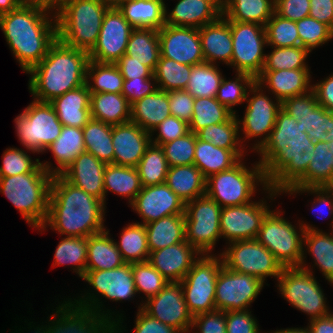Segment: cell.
I'll return each instance as SVG.
<instances>
[{"label": "cell", "instance_id": "6da1fadb", "mask_svg": "<svg viewBox=\"0 0 333 333\" xmlns=\"http://www.w3.org/2000/svg\"><path fill=\"white\" fill-rule=\"evenodd\" d=\"M314 149L315 142L306 129L281 108L268 141L257 151L262 154L259 164L270 197L285 192L306 173L310 162L308 152Z\"/></svg>", "mask_w": 333, "mask_h": 333}, {"label": "cell", "instance_id": "7a4b0ae2", "mask_svg": "<svg viewBox=\"0 0 333 333\" xmlns=\"http://www.w3.org/2000/svg\"><path fill=\"white\" fill-rule=\"evenodd\" d=\"M105 204L87 194L61 175H54L45 221L54 230L67 237H89L105 230L103 215Z\"/></svg>", "mask_w": 333, "mask_h": 333}, {"label": "cell", "instance_id": "3957f363", "mask_svg": "<svg viewBox=\"0 0 333 333\" xmlns=\"http://www.w3.org/2000/svg\"><path fill=\"white\" fill-rule=\"evenodd\" d=\"M48 9L23 3L0 15V27L23 71L28 73L57 40V21H49ZM53 22V26H52Z\"/></svg>", "mask_w": 333, "mask_h": 333}, {"label": "cell", "instance_id": "277c9868", "mask_svg": "<svg viewBox=\"0 0 333 333\" xmlns=\"http://www.w3.org/2000/svg\"><path fill=\"white\" fill-rule=\"evenodd\" d=\"M88 52L64 45L58 39L47 55L28 73L30 92L40 102H50L87 83Z\"/></svg>", "mask_w": 333, "mask_h": 333}, {"label": "cell", "instance_id": "5b68a950", "mask_svg": "<svg viewBox=\"0 0 333 333\" xmlns=\"http://www.w3.org/2000/svg\"><path fill=\"white\" fill-rule=\"evenodd\" d=\"M52 168L40 163L32 172L0 177V192L35 228H46L49 196L53 179Z\"/></svg>", "mask_w": 333, "mask_h": 333}, {"label": "cell", "instance_id": "8992f818", "mask_svg": "<svg viewBox=\"0 0 333 333\" xmlns=\"http://www.w3.org/2000/svg\"><path fill=\"white\" fill-rule=\"evenodd\" d=\"M108 7L100 0H66L57 10V39L90 52L95 46Z\"/></svg>", "mask_w": 333, "mask_h": 333}, {"label": "cell", "instance_id": "52a82bcc", "mask_svg": "<svg viewBox=\"0 0 333 333\" xmlns=\"http://www.w3.org/2000/svg\"><path fill=\"white\" fill-rule=\"evenodd\" d=\"M240 162L230 169L211 175L206 179V195L222 208L251 203L250 198L256 188L255 182L259 181L264 184L265 188H268L262 166L259 163L254 166L252 171H249Z\"/></svg>", "mask_w": 333, "mask_h": 333}, {"label": "cell", "instance_id": "ba28073f", "mask_svg": "<svg viewBox=\"0 0 333 333\" xmlns=\"http://www.w3.org/2000/svg\"><path fill=\"white\" fill-rule=\"evenodd\" d=\"M17 135L32 152L46 150L60 135L63 127L49 102L34 100L16 119Z\"/></svg>", "mask_w": 333, "mask_h": 333}, {"label": "cell", "instance_id": "9c48e42d", "mask_svg": "<svg viewBox=\"0 0 333 333\" xmlns=\"http://www.w3.org/2000/svg\"><path fill=\"white\" fill-rule=\"evenodd\" d=\"M221 206L207 195L185 203V240L199 254L213 249L221 237L220 215Z\"/></svg>", "mask_w": 333, "mask_h": 333}, {"label": "cell", "instance_id": "30bf717a", "mask_svg": "<svg viewBox=\"0 0 333 333\" xmlns=\"http://www.w3.org/2000/svg\"><path fill=\"white\" fill-rule=\"evenodd\" d=\"M279 213L269 211L264 217L257 240L267 248L283 267H303V235L292 224L280 217Z\"/></svg>", "mask_w": 333, "mask_h": 333}, {"label": "cell", "instance_id": "8fae6325", "mask_svg": "<svg viewBox=\"0 0 333 333\" xmlns=\"http://www.w3.org/2000/svg\"><path fill=\"white\" fill-rule=\"evenodd\" d=\"M207 255L198 258L180 282L187 308L194 317L216 310L215 289L223 260Z\"/></svg>", "mask_w": 333, "mask_h": 333}, {"label": "cell", "instance_id": "7c38bea8", "mask_svg": "<svg viewBox=\"0 0 333 333\" xmlns=\"http://www.w3.org/2000/svg\"><path fill=\"white\" fill-rule=\"evenodd\" d=\"M278 278L282 296L298 310L311 315L310 320L330 314L324 294L308 267H284Z\"/></svg>", "mask_w": 333, "mask_h": 333}, {"label": "cell", "instance_id": "4fadbf2b", "mask_svg": "<svg viewBox=\"0 0 333 333\" xmlns=\"http://www.w3.org/2000/svg\"><path fill=\"white\" fill-rule=\"evenodd\" d=\"M232 35L231 66L237 73H247L255 79L261 74L265 54L263 47L267 44L265 26L249 22L229 21Z\"/></svg>", "mask_w": 333, "mask_h": 333}, {"label": "cell", "instance_id": "5bb4252c", "mask_svg": "<svg viewBox=\"0 0 333 333\" xmlns=\"http://www.w3.org/2000/svg\"><path fill=\"white\" fill-rule=\"evenodd\" d=\"M231 245L220 255L227 269L256 276L263 282L268 276L281 275L284 267L257 239L235 241Z\"/></svg>", "mask_w": 333, "mask_h": 333}, {"label": "cell", "instance_id": "9a60e30c", "mask_svg": "<svg viewBox=\"0 0 333 333\" xmlns=\"http://www.w3.org/2000/svg\"><path fill=\"white\" fill-rule=\"evenodd\" d=\"M82 299L73 303L65 301V304L59 306L56 310L58 318L56 322L52 321L53 326H48V333H102L115 321L110 318L112 316L108 317V313L100 312L101 305L98 303L101 302H98V298L95 299V296L90 294L89 299Z\"/></svg>", "mask_w": 333, "mask_h": 333}, {"label": "cell", "instance_id": "2e32d148", "mask_svg": "<svg viewBox=\"0 0 333 333\" xmlns=\"http://www.w3.org/2000/svg\"><path fill=\"white\" fill-rule=\"evenodd\" d=\"M263 283L256 276L231 271L223 265L216 280V310H246L261 291Z\"/></svg>", "mask_w": 333, "mask_h": 333}, {"label": "cell", "instance_id": "e0dca14e", "mask_svg": "<svg viewBox=\"0 0 333 333\" xmlns=\"http://www.w3.org/2000/svg\"><path fill=\"white\" fill-rule=\"evenodd\" d=\"M133 29L118 8H108L103 17L97 42L88 53L89 60L116 63L126 53Z\"/></svg>", "mask_w": 333, "mask_h": 333}, {"label": "cell", "instance_id": "ac0fdd59", "mask_svg": "<svg viewBox=\"0 0 333 333\" xmlns=\"http://www.w3.org/2000/svg\"><path fill=\"white\" fill-rule=\"evenodd\" d=\"M142 309L151 317L177 329L180 333L192 328L193 316L187 308L180 282H168L157 295L149 298Z\"/></svg>", "mask_w": 333, "mask_h": 333}, {"label": "cell", "instance_id": "d6986e66", "mask_svg": "<svg viewBox=\"0 0 333 333\" xmlns=\"http://www.w3.org/2000/svg\"><path fill=\"white\" fill-rule=\"evenodd\" d=\"M281 108L294 117L307 135L314 141H324L328 130L333 128V111L326 110L318 104L315 92L297 95L285 99Z\"/></svg>", "mask_w": 333, "mask_h": 333}, {"label": "cell", "instance_id": "ffe728a7", "mask_svg": "<svg viewBox=\"0 0 333 333\" xmlns=\"http://www.w3.org/2000/svg\"><path fill=\"white\" fill-rule=\"evenodd\" d=\"M158 36L162 57L190 66L205 62L198 28L165 24Z\"/></svg>", "mask_w": 333, "mask_h": 333}, {"label": "cell", "instance_id": "44dd1931", "mask_svg": "<svg viewBox=\"0 0 333 333\" xmlns=\"http://www.w3.org/2000/svg\"><path fill=\"white\" fill-rule=\"evenodd\" d=\"M264 202L221 208V236L229 242L256 239L262 221L270 211Z\"/></svg>", "mask_w": 333, "mask_h": 333}, {"label": "cell", "instance_id": "7402d4cb", "mask_svg": "<svg viewBox=\"0 0 333 333\" xmlns=\"http://www.w3.org/2000/svg\"><path fill=\"white\" fill-rule=\"evenodd\" d=\"M143 224L171 215H184L185 203L166 183L142 187L131 203Z\"/></svg>", "mask_w": 333, "mask_h": 333}, {"label": "cell", "instance_id": "603a6c76", "mask_svg": "<svg viewBox=\"0 0 333 333\" xmlns=\"http://www.w3.org/2000/svg\"><path fill=\"white\" fill-rule=\"evenodd\" d=\"M261 87L256 81L249 87L255 94L250 99L246 97L248 105L242 120V130L245 133V137L250 139V137L266 135V137L260 140L261 142L259 141L258 144L256 143V146H253L257 151L268 141L276 123L277 113L281 109L280 101L274 104L262 92L259 93ZM266 132L267 134H265Z\"/></svg>", "mask_w": 333, "mask_h": 333}, {"label": "cell", "instance_id": "cb8c5ba5", "mask_svg": "<svg viewBox=\"0 0 333 333\" xmlns=\"http://www.w3.org/2000/svg\"><path fill=\"white\" fill-rule=\"evenodd\" d=\"M151 136L133 122L112 125L114 164L136 168L152 142Z\"/></svg>", "mask_w": 333, "mask_h": 333}, {"label": "cell", "instance_id": "d4e9b609", "mask_svg": "<svg viewBox=\"0 0 333 333\" xmlns=\"http://www.w3.org/2000/svg\"><path fill=\"white\" fill-rule=\"evenodd\" d=\"M103 297L115 301L132 298L136 293L132 263L112 270H85L82 277Z\"/></svg>", "mask_w": 333, "mask_h": 333}, {"label": "cell", "instance_id": "484cf974", "mask_svg": "<svg viewBox=\"0 0 333 333\" xmlns=\"http://www.w3.org/2000/svg\"><path fill=\"white\" fill-rule=\"evenodd\" d=\"M105 166V163L85 151L60 175L72 185L105 202L103 183Z\"/></svg>", "mask_w": 333, "mask_h": 333}, {"label": "cell", "instance_id": "4316f807", "mask_svg": "<svg viewBox=\"0 0 333 333\" xmlns=\"http://www.w3.org/2000/svg\"><path fill=\"white\" fill-rule=\"evenodd\" d=\"M195 253L199 252L185 240L150 252L148 262L168 282H181L196 261Z\"/></svg>", "mask_w": 333, "mask_h": 333}, {"label": "cell", "instance_id": "83f0119b", "mask_svg": "<svg viewBox=\"0 0 333 333\" xmlns=\"http://www.w3.org/2000/svg\"><path fill=\"white\" fill-rule=\"evenodd\" d=\"M90 91L87 83L67 91L49 103L63 126L83 128L91 119Z\"/></svg>", "mask_w": 333, "mask_h": 333}, {"label": "cell", "instance_id": "f1b7e54d", "mask_svg": "<svg viewBox=\"0 0 333 333\" xmlns=\"http://www.w3.org/2000/svg\"><path fill=\"white\" fill-rule=\"evenodd\" d=\"M199 36L205 62L214 64L220 59L231 65L233 49L229 20L221 15L215 22L199 28Z\"/></svg>", "mask_w": 333, "mask_h": 333}, {"label": "cell", "instance_id": "f546056e", "mask_svg": "<svg viewBox=\"0 0 333 333\" xmlns=\"http://www.w3.org/2000/svg\"><path fill=\"white\" fill-rule=\"evenodd\" d=\"M309 69L262 71L256 78L260 85L266 83L281 103L290 97L311 91ZM263 82V83H262ZM310 86V88H308Z\"/></svg>", "mask_w": 333, "mask_h": 333}, {"label": "cell", "instance_id": "4dcf8cb0", "mask_svg": "<svg viewBox=\"0 0 333 333\" xmlns=\"http://www.w3.org/2000/svg\"><path fill=\"white\" fill-rule=\"evenodd\" d=\"M240 150H229L217 147L211 142L200 140L196 135L194 165L205 179L236 165L242 156Z\"/></svg>", "mask_w": 333, "mask_h": 333}, {"label": "cell", "instance_id": "1f68e13d", "mask_svg": "<svg viewBox=\"0 0 333 333\" xmlns=\"http://www.w3.org/2000/svg\"><path fill=\"white\" fill-rule=\"evenodd\" d=\"M130 122L150 133L170 114L168 92L161 89L131 104Z\"/></svg>", "mask_w": 333, "mask_h": 333}, {"label": "cell", "instance_id": "d6a6232c", "mask_svg": "<svg viewBox=\"0 0 333 333\" xmlns=\"http://www.w3.org/2000/svg\"><path fill=\"white\" fill-rule=\"evenodd\" d=\"M167 15L165 7V24L201 28L215 22L221 14L205 0H179L172 12Z\"/></svg>", "mask_w": 333, "mask_h": 333}, {"label": "cell", "instance_id": "836d02e7", "mask_svg": "<svg viewBox=\"0 0 333 333\" xmlns=\"http://www.w3.org/2000/svg\"><path fill=\"white\" fill-rule=\"evenodd\" d=\"M308 160L306 173L291 188L329 187L333 183V152L328 142H315Z\"/></svg>", "mask_w": 333, "mask_h": 333}, {"label": "cell", "instance_id": "e575fe53", "mask_svg": "<svg viewBox=\"0 0 333 333\" xmlns=\"http://www.w3.org/2000/svg\"><path fill=\"white\" fill-rule=\"evenodd\" d=\"M165 183L184 203L206 195V179L194 164L169 167Z\"/></svg>", "mask_w": 333, "mask_h": 333}, {"label": "cell", "instance_id": "d590c367", "mask_svg": "<svg viewBox=\"0 0 333 333\" xmlns=\"http://www.w3.org/2000/svg\"><path fill=\"white\" fill-rule=\"evenodd\" d=\"M109 231H102L87 237V263L85 270H112L126 262L109 238Z\"/></svg>", "mask_w": 333, "mask_h": 333}, {"label": "cell", "instance_id": "8d00e7d4", "mask_svg": "<svg viewBox=\"0 0 333 333\" xmlns=\"http://www.w3.org/2000/svg\"><path fill=\"white\" fill-rule=\"evenodd\" d=\"M165 6L163 0H130L118 9L133 28L159 30L165 25Z\"/></svg>", "mask_w": 333, "mask_h": 333}, {"label": "cell", "instance_id": "74e56055", "mask_svg": "<svg viewBox=\"0 0 333 333\" xmlns=\"http://www.w3.org/2000/svg\"><path fill=\"white\" fill-rule=\"evenodd\" d=\"M131 105L122 94H90V116L110 125L130 122Z\"/></svg>", "mask_w": 333, "mask_h": 333}, {"label": "cell", "instance_id": "f35d334b", "mask_svg": "<svg viewBox=\"0 0 333 333\" xmlns=\"http://www.w3.org/2000/svg\"><path fill=\"white\" fill-rule=\"evenodd\" d=\"M150 252L185 241L184 215H171L145 224Z\"/></svg>", "mask_w": 333, "mask_h": 333}, {"label": "cell", "instance_id": "ab89813d", "mask_svg": "<svg viewBox=\"0 0 333 333\" xmlns=\"http://www.w3.org/2000/svg\"><path fill=\"white\" fill-rule=\"evenodd\" d=\"M59 167L52 175H60L82 152H85L82 128L63 126L59 137L48 147Z\"/></svg>", "mask_w": 333, "mask_h": 333}, {"label": "cell", "instance_id": "60d3db41", "mask_svg": "<svg viewBox=\"0 0 333 333\" xmlns=\"http://www.w3.org/2000/svg\"><path fill=\"white\" fill-rule=\"evenodd\" d=\"M125 54L148 66L154 72L161 55L158 30L134 28Z\"/></svg>", "mask_w": 333, "mask_h": 333}, {"label": "cell", "instance_id": "b9f144b4", "mask_svg": "<svg viewBox=\"0 0 333 333\" xmlns=\"http://www.w3.org/2000/svg\"><path fill=\"white\" fill-rule=\"evenodd\" d=\"M275 13V0H227L222 16L229 21L265 26Z\"/></svg>", "mask_w": 333, "mask_h": 333}, {"label": "cell", "instance_id": "7bdbcfd3", "mask_svg": "<svg viewBox=\"0 0 333 333\" xmlns=\"http://www.w3.org/2000/svg\"><path fill=\"white\" fill-rule=\"evenodd\" d=\"M82 130L85 150L105 164H114L112 125L91 118Z\"/></svg>", "mask_w": 333, "mask_h": 333}, {"label": "cell", "instance_id": "ee69618b", "mask_svg": "<svg viewBox=\"0 0 333 333\" xmlns=\"http://www.w3.org/2000/svg\"><path fill=\"white\" fill-rule=\"evenodd\" d=\"M104 195L107 191L129 197L130 204L141 191L142 185L137 168L106 164L104 177Z\"/></svg>", "mask_w": 333, "mask_h": 333}, {"label": "cell", "instance_id": "f6af8a7d", "mask_svg": "<svg viewBox=\"0 0 333 333\" xmlns=\"http://www.w3.org/2000/svg\"><path fill=\"white\" fill-rule=\"evenodd\" d=\"M301 233L303 234V242L309 247L315 259V265L323 272L325 278L333 283V237L314 229L306 224H301Z\"/></svg>", "mask_w": 333, "mask_h": 333}, {"label": "cell", "instance_id": "bcb514c9", "mask_svg": "<svg viewBox=\"0 0 333 333\" xmlns=\"http://www.w3.org/2000/svg\"><path fill=\"white\" fill-rule=\"evenodd\" d=\"M116 247L126 263L148 261L150 250L145 225L138 222L129 224L128 227L123 228L120 244L116 243Z\"/></svg>", "mask_w": 333, "mask_h": 333}, {"label": "cell", "instance_id": "7dc6e473", "mask_svg": "<svg viewBox=\"0 0 333 333\" xmlns=\"http://www.w3.org/2000/svg\"><path fill=\"white\" fill-rule=\"evenodd\" d=\"M86 77L87 85L91 94H122L124 78L115 63H99L93 60H89ZM88 77L93 79L92 81L94 84L92 86L88 81Z\"/></svg>", "mask_w": 333, "mask_h": 333}, {"label": "cell", "instance_id": "c3c4849f", "mask_svg": "<svg viewBox=\"0 0 333 333\" xmlns=\"http://www.w3.org/2000/svg\"><path fill=\"white\" fill-rule=\"evenodd\" d=\"M222 78L220 70L214 64L204 62L194 65L185 90L194 98H216Z\"/></svg>", "mask_w": 333, "mask_h": 333}, {"label": "cell", "instance_id": "681fc988", "mask_svg": "<svg viewBox=\"0 0 333 333\" xmlns=\"http://www.w3.org/2000/svg\"><path fill=\"white\" fill-rule=\"evenodd\" d=\"M136 168L142 187L165 183L169 166L162 147L151 142Z\"/></svg>", "mask_w": 333, "mask_h": 333}, {"label": "cell", "instance_id": "f907efd6", "mask_svg": "<svg viewBox=\"0 0 333 333\" xmlns=\"http://www.w3.org/2000/svg\"><path fill=\"white\" fill-rule=\"evenodd\" d=\"M232 115L233 113L216 98H195L189 131L196 134L208 125L226 122Z\"/></svg>", "mask_w": 333, "mask_h": 333}, {"label": "cell", "instance_id": "816d5d0a", "mask_svg": "<svg viewBox=\"0 0 333 333\" xmlns=\"http://www.w3.org/2000/svg\"><path fill=\"white\" fill-rule=\"evenodd\" d=\"M193 66L181 64L173 59L160 55L154 71V81L160 83L158 89L163 91L185 90L190 79V72Z\"/></svg>", "mask_w": 333, "mask_h": 333}, {"label": "cell", "instance_id": "f5cc1de1", "mask_svg": "<svg viewBox=\"0 0 333 333\" xmlns=\"http://www.w3.org/2000/svg\"><path fill=\"white\" fill-rule=\"evenodd\" d=\"M241 121H238L235 114H233L226 122L219 124H211L199 130L197 137L205 142H211L213 145L229 149L240 150L239 146L238 129Z\"/></svg>", "mask_w": 333, "mask_h": 333}, {"label": "cell", "instance_id": "db71d44e", "mask_svg": "<svg viewBox=\"0 0 333 333\" xmlns=\"http://www.w3.org/2000/svg\"><path fill=\"white\" fill-rule=\"evenodd\" d=\"M55 265H75V272L82 278L87 263V238L66 237L61 240L55 250ZM57 263V264H56Z\"/></svg>", "mask_w": 333, "mask_h": 333}, {"label": "cell", "instance_id": "11a10c76", "mask_svg": "<svg viewBox=\"0 0 333 333\" xmlns=\"http://www.w3.org/2000/svg\"><path fill=\"white\" fill-rule=\"evenodd\" d=\"M309 51L302 46L275 47L271 54L265 56L262 71L308 69L305 59Z\"/></svg>", "mask_w": 333, "mask_h": 333}, {"label": "cell", "instance_id": "9f6ffc18", "mask_svg": "<svg viewBox=\"0 0 333 333\" xmlns=\"http://www.w3.org/2000/svg\"><path fill=\"white\" fill-rule=\"evenodd\" d=\"M267 44L274 47L300 46V37L295 21L280 17L276 13L265 25Z\"/></svg>", "mask_w": 333, "mask_h": 333}, {"label": "cell", "instance_id": "6f0895ef", "mask_svg": "<svg viewBox=\"0 0 333 333\" xmlns=\"http://www.w3.org/2000/svg\"><path fill=\"white\" fill-rule=\"evenodd\" d=\"M256 79L247 73H238L235 81H227L222 78L219 85L216 99L229 109L233 114L235 111L232 110V106L242 103L246 100L247 95L246 86L250 87ZM244 82V83H243ZM243 83V84H241ZM246 84V86H244Z\"/></svg>", "mask_w": 333, "mask_h": 333}, {"label": "cell", "instance_id": "680465c9", "mask_svg": "<svg viewBox=\"0 0 333 333\" xmlns=\"http://www.w3.org/2000/svg\"><path fill=\"white\" fill-rule=\"evenodd\" d=\"M132 272L136 291H143L147 300L157 295L168 283L148 261L132 263Z\"/></svg>", "mask_w": 333, "mask_h": 333}, {"label": "cell", "instance_id": "91938a15", "mask_svg": "<svg viewBox=\"0 0 333 333\" xmlns=\"http://www.w3.org/2000/svg\"><path fill=\"white\" fill-rule=\"evenodd\" d=\"M195 145L196 134L191 131L180 138L162 144L168 166L192 165Z\"/></svg>", "mask_w": 333, "mask_h": 333}, {"label": "cell", "instance_id": "94428289", "mask_svg": "<svg viewBox=\"0 0 333 333\" xmlns=\"http://www.w3.org/2000/svg\"><path fill=\"white\" fill-rule=\"evenodd\" d=\"M296 25L300 37V46L309 52L333 37V30L328 25L310 16L296 21Z\"/></svg>", "mask_w": 333, "mask_h": 333}, {"label": "cell", "instance_id": "6125c7cd", "mask_svg": "<svg viewBox=\"0 0 333 333\" xmlns=\"http://www.w3.org/2000/svg\"><path fill=\"white\" fill-rule=\"evenodd\" d=\"M41 162L34 163L22 149H7L3 154V166H0V177L32 172Z\"/></svg>", "mask_w": 333, "mask_h": 333}, {"label": "cell", "instance_id": "be15d7a7", "mask_svg": "<svg viewBox=\"0 0 333 333\" xmlns=\"http://www.w3.org/2000/svg\"><path fill=\"white\" fill-rule=\"evenodd\" d=\"M170 114L190 123L193 115L195 98L186 90L168 91Z\"/></svg>", "mask_w": 333, "mask_h": 333}, {"label": "cell", "instance_id": "e7e4bbea", "mask_svg": "<svg viewBox=\"0 0 333 333\" xmlns=\"http://www.w3.org/2000/svg\"><path fill=\"white\" fill-rule=\"evenodd\" d=\"M156 129H159V135L155 141H153V144L161 146L162 144L187 134L189 132V124L173 115H170L163 122L157 125L152 132Z\"/></svg>", "mask_w": 333, "mask_h": 333}, {"label": "cell", "instance_id": "03108f58", "mask_svg": "<svg viewBox=\"0 0 333 333\" xmlns=\"http://www.w3.org/2000/svg\"><path fill=\"white\" fill-rule=\"evenodd\" d=\"M257 325L247 309L226 312V333H259Z\"/></svg>", "mask_w": 333, "mask_h": 333}, {"label": "cell", "instance_id": "003e7915", "mask_svg": "<svg viewBox=\"0 0 333 333\" xmlns=\"http://www.w3.org/2000/svg\"><path fill=\"white\" fill-rule=\"evenodd\" d=\"M192 326L200 333H226V312L214 310L193 317Z\"/></svg>", "mask_w": 333, "mask_h": 333}, {"label": "cell", "instance_id": "a7ac6f4b", "mask_svg": "<svg viewBox=\"0 0 333 333\" xmlns=\"http://www.w3.org/2000/svg\"><path fill=\"white\" fill-rule=\"evenodd\" d=\"M309 10L310 0H275V13L291 21L309 16Z\"/></svg>", "mask_w": 333, "mask_h": 333}, {"label": "cell", "instance_id": "89a4df30", "mask_svg": "<svg viewBox=\"0 0 333 333\" xmlns=\"http://www.w3.org/2000/svg\"><path fill=\"white\" fill-rule=\"evenodd\" d=\"M124 80L149 79L154 72L146 65L124 54L116 63Z\"/></svg>", "mask_w": 333, "mask_h": 333}, {"label": "cell", "instance_id": "2644e50d", "mask_svg": "<svg viewBox=\"0 0 333 333\" xmlns=\"http://www.w3.org/2000/svg\"><path fill=\"white\" fill-rule=\"evenodd\" d=\"M152 79H155L154 75L149 79L124 80L122 95L127 99L130 105L158 90L156 86H154V88L151 87L150 80Z\"/></svg>", "mask_w": 333, "mask_h": 333}, {"label": "cell", "instance_id": "8c879c8a", "mask_svg": "<svg viewBox=\"0 0 333 333\" xmlns=\"http://www.w3.org/2000/svg\"><path fill=\"white\" fill-rule=\"evenodd\" d=\"M140 308L135 321V333H180L177 329L151 317L142 307Z\"/></svg>", "mask_w": 333, "mask_h": 333}, {"label": "cell", "instance_id": "753ad0ef", "mask_svg": "<svg viewBox=\"0 0 333 333\" xmlns=\"http://www.w3.org/2000/svg\"><path fill=\"white\" fill-rule=\"evenodd\" d=\"M309 16L333 30V0H310Z\"/></svg>", "mask_w": 333, "mask_h": 333}, {"label": "cell", "instance_id": "34e18365", "mask_svg": "<svg viewBox=\"0 0 333 333\" xmlns=\"http://www.w3.org/2000/svg\"><path fill=\"white\" fill-rule=\"evenodd\" d=\"M312 90L316 94L318 104L326 110L333 111V75L313 85Z\"/></svg>", "mask_w": 333, "mask_h": 333}, {"label": "cell", "instance_id": "11e5206c", "mask_svg": "<svg viewBox=\"0 0 333 333\" xmlns=\"http://www.w3.org/2000/svg\"><path fill=\"white\" fill-rule=\"evenodd\" d=\"M311 192V193H316L318 194L317 196V199L316 201H314L313 203L316 204V202H318L317 204H319L320 206H328L330 207V211L328 210L329 214H332L333 213V191L329 188V187H306V188H289L287 189L285 192H290L291 194L294 192V193H298V192ZM332 195H329L331 194ZM320 194V195H319ZM322 194V195H321ZM325 197H324V195ZM332 196V198H331ZM331 198V200L329 199ZM323 206V207H324ZM318 208V207H317ZM321 211V210H320ZM322 212V211H321Z\"/></svg>", "mask_w": 333, "mask_h": 333}, {"label": "cell", "instance_id": "2a66077c", "mask_svg": "<svg viewBox=\"0 0 333 333\" xmlns=\"http://www.w3.org/2000/svg\"><path fill=\"white\" fill-rule=\"evenodd\" d=\"M311 325L307 329L310 333H333V314L319 317L310 321Z\"/></svg>", "mask_w": 333, "mask_h": 333}, {"label": "cell", "instance_id": "b9fcfbb0", "mask_svg": "<svg viewBox=\"0 0 333 333\" xmlns=\"http://www.w3.org/2000/svg\"><path fill=\"white\" fill-rule=\"evenodd\" d=\"M65 2L66 0H24V3L41 6L48 10H51V8H57L58 10Z\"/></svg>", "mask_w": 333, "mask_h": 333}, {"label": "cell", "instance_id": "09005b40", "mask_svg": "<svg viewBox=\"0 0 333 333\" xmlns=\"http://www.w3.org/2000/svg\"><path fill=\"white\" fill-rule=\"evenodd\" d=\"M24 0H0V15L20 7Z\"/></svg>", "mask_w": 333, "mask_h": 333}, {"label": "cell", "instance_id": "979ff035", "mask_svg": "<svg viewBox=\"0 0 333 333\" xmlns=\"http://www.w3.org/2000/svg\"><path fill=\"white\" fill-rule=\"evenodd\" d=\"M209 2L221 15L224 13L227 0H205Z\"/></svg>", "mask_w": 333, "mask_h": 333}, {"label": "cell", "instance_id": "deb4b68c", "mask_svg": "<svg viewBox=\"0 0 333 333\" xmlns=\"http://www.w3.org/2000/svg\"><path fill=\"white\" fill-rule=\"evenodd\" d=\"M108 8H119L123 3L130 0H100Z\"/></svg>", "mask_w": 333, "mask_h": 333}, {"label": "cell", "instance_id": "67dfc351", "mask_svg": "<svg viewBox=\"0 0 333 333\" xmlns=\"http://www.w3.org/2000/svg\"><path fill=\"white\" fill-rule=\"evenodd\" d=\"M116 320H118L117 323H116V321L115 322L113 321L102 333H117V332H119L117 330L120 329L119 326H118L120 320L119 319H116Z\"/></svg>", "mask_w": 333, "mask_h": 333}, {"label": "cell", "instance_id": "b62a3aed", "mask_svg": "<svg viewBox=\"0 0 333 333\" xmlns=\"http://www.w3.org/2000/svg\"><path fill=\"white\" fill-rule=\"evenodd\" d=\"M274 333H310L308 329L304 328V329H299V328H289V329H285V330H280V331H276Z\"/></svg>", "mask_w": 333, "mask_h": 333}, {"label": "cell", "instance_id": "603ad722", "mask_svg": "<svg viewBox=\"0 0 333 333\" xmlns=\"http://www.w3.org/2000/svg\"><path fill=\"white\" fill-rule=\"evenodd\" d=\"M327 136L324 138V142H331L333 141V128L331 130H328Z\"/></svg>", "mask_w": 333, "mask_h": 333}, {"label": "cell", "instance_id": "5803f987", "mask_svg": "<svg viewBox=\"0 0 333 333\" xmlns=\"http://www.w3.org/2000/svg\"><path fill=\"white\" fill-rule=\"evenodd\" d=\"M45 328V329H44ZM43 329L41 328H39V327H37V331L35 330V332L36 333H48V331H47V327H44ZM40 330V331H39Z\"/></svg>", "mask_w": 333, "mask_h": 333}]
</instances>
